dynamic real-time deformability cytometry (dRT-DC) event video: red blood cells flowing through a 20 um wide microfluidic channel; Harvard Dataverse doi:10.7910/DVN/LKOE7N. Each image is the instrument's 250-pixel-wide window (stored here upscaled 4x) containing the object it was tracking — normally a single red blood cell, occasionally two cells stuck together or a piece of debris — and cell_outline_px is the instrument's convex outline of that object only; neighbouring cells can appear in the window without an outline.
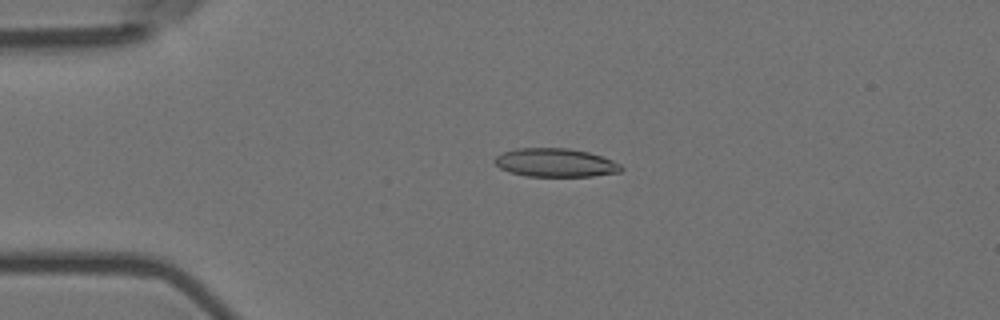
{"species": "Egyptian fruit bat (a non-hibernating species)", "species_latin": "Rousettus aegyptiacus", "temperature_condition": "room temperature", "stored_images_in_passage": 4, "camera_frame_rate_fps": 3000, "um_per_image_px": 0.085, "animal": {"sex": "female"}, "frame": {"image": 1, "passage_image": 3, "time_ms": 0.667, "image_size_px": [1000, 320], "cell_outline_px": [[624, 168], [620, 172], [592, 176], [528, 176], [508, 172], [500, 168], [492, 160], [496, 156], [504, 152], [516, 148], [568, 148], [588, 152], [612, 160], [620, 164]], "centroid_in_image_um": [47.19, 13.83], "position_along_channel_um": 37.8, "area_um2": 20.98}}